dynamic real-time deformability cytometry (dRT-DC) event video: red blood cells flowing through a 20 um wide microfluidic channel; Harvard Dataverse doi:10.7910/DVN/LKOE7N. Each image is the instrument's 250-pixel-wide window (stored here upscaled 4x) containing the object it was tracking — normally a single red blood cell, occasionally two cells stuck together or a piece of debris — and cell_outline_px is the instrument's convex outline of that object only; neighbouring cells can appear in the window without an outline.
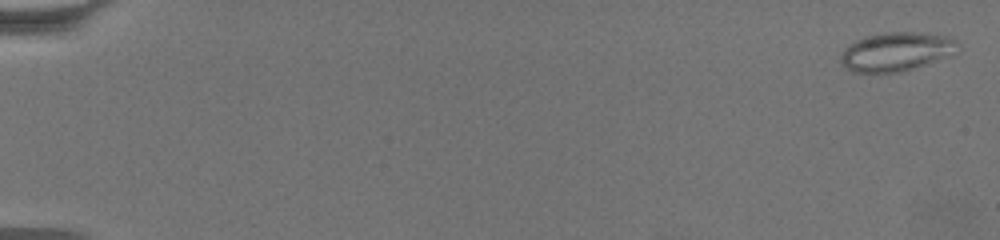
{"species": "common noctule bat (a hibernating species)", "species_latin": "Nyctalus noctula", "temperature_condition": "warm", "stored_images_in_passage": 64, "camera_frame_rate_fps": 3000, "um_per_image_px": 0.085, "animal": {"sex": "female", "body_mass_g": 19.5, "forearm_length_mm": 54.1}, "frame": {"image": 1, "passage_image": 2, "time_ms": 0.333, "image_size_px": [1000, 240], "cell_outline_px": [[956, 44], [940, 56], [924, 64], [900, 72], [852, 72], [840, 64], [840, 52], [848, 44], [864, 36], [888, 32], [928, 32], [952, 36], [956, 40]], "centroid_in_image_um": [76.01, 4.36], "position_along_channel_um": 9.0, "area_um2": 25.84}}
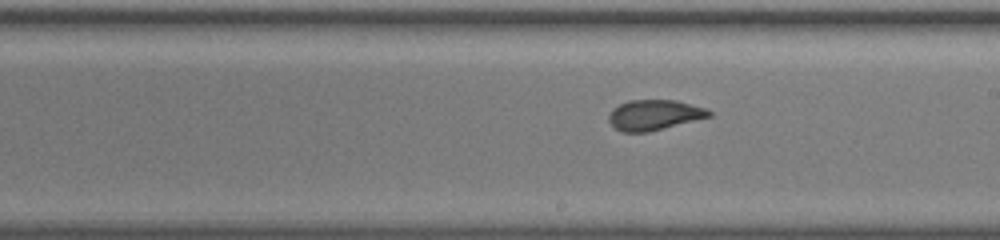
{"frame": {"image": 2, "passage_image": 39, "time_ms": 12.667, "image_size_px": [1000, 240], "cell_outline_px": [[712, 116], [648, 132], [620, 132], [608, 120], [608, 116], [612, 108], [628, 100], [676, 100], [704, 108], [712, 112]], "centroid_in_image_um": [55.58, 9.77], "position_along_channel_um": 233.4, "area_um2": 17.63}}
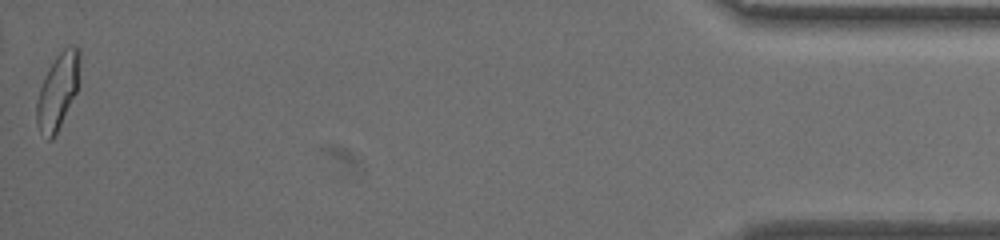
{"frame": {"image": 3, "passage_image": 64, "time_ms": 21.0, "image_size_px": [1000, 240], "cell_outline_px": [[80, 60], [76, 92], [52, 140], [48, 140], [40, 132], [36, 124], [36, 100], [40, 88], [48, 68], [56, 56], [68, 44], [72, 44], [80, 48]], "centroid_in_image_um": [4.9, 7.71], "position_along_channel_um": 430.3, "area_um2": 18.84}, "authors_computed_cell_mechanics": {"area_um2": 18.6694, "velocity_mm_per_s": 3.3815, "shape_relaxation_time_tau1_ms": 7.2957, "shape_relaxation_time_tau2_ms": 1.0946, "deformation_change_tau1": 0.1685, "deformation_change_tau2": 0.0691}}